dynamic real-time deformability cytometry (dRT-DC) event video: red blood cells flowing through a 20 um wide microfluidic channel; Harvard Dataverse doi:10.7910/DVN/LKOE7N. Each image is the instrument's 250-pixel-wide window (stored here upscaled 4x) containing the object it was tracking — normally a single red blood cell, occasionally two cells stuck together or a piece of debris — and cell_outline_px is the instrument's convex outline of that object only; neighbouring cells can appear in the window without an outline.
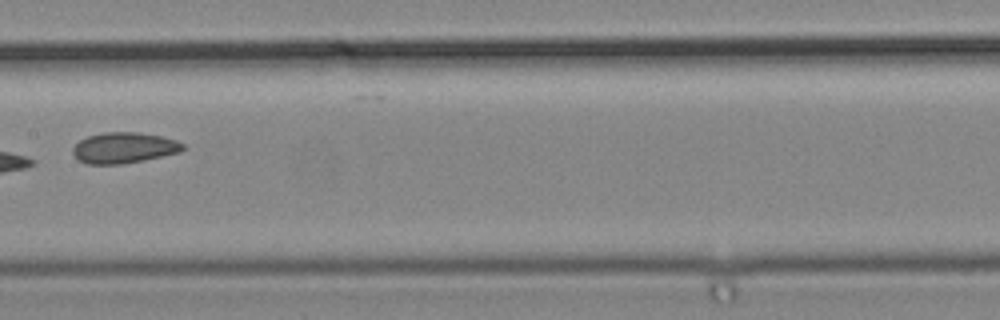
{"species": "common noctule bat (a hibernating species)", "species_latin": "Nyctalus noctula", "temperature_condition": "cold", "stored_images_in_passage": 7, "camera_frame_rate_fps": 3000, "um_per_image_px": 0.085, "animal": {"sex": "male", "body_mass_g": 19.2, "forearm_length_mm": 51.8}, "frame": {"image": 1, "passage_image": 6, "time_ms": 1.667, "image_size_px": [1000, 320], "cell_outline_px": [[184, 148], [180, 152], [144, 160], [120, 164], [88, 164], [76, 160], [72, 152], [72, 148], [80, 140], [88, 136], [104, 132], [140, 132], [160, 136], [176, 140], [184, 144]], "centroid_in_image_um": [10.51, 12.56], "position_along_channel_um": 196.9, "area_um2": 19.83}}
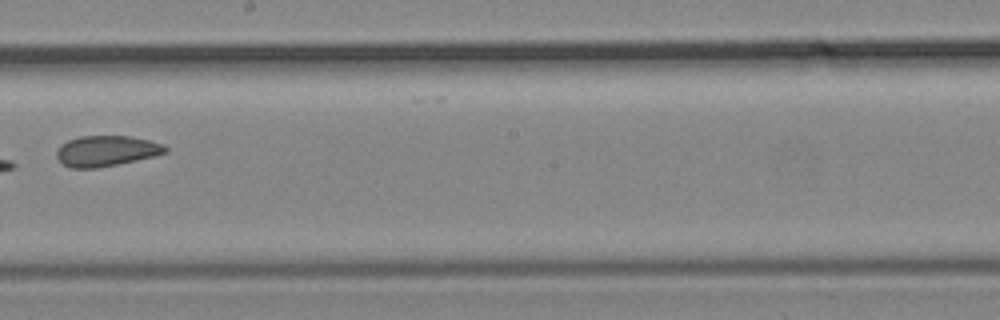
{"frame": {"image": 2, "passage_image": 7, "time_ms": 2.0, "image_size_px": [1000, 320], "cell_outline_px": [[168, 152], [136, 160], [100, 168], [68, 168], [56, 156], [56, 152], [60, 144], [68, 140], [80, 136], [128, 136], [148, 140], [164, 144], [168, 148]], "centroid_in_image_um": [9.02, 12.83], "position_along_channel_um": 239.2, "area_um2": 19.42}}